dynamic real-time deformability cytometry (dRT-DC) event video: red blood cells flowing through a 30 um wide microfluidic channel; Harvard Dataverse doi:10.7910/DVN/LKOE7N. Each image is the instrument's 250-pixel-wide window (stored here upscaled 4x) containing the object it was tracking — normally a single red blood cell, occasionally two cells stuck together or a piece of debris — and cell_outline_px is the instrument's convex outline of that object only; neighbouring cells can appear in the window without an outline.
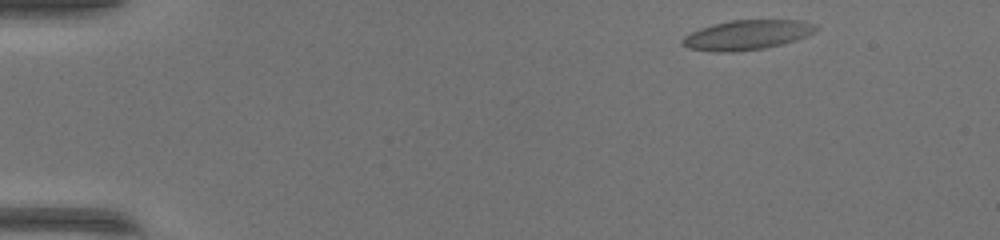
{"species": "common noctule bat (a hibernating species)", "species_latin": "Nyctalus noctula", "temperature_condition": "warm", "stored_images_in_passage": 46, "camera_frame_rate_fps": 3000, "um_per_image_px": 0.085, "animal": {"sex": "female", "body_mass_g": 17.0, "forearm_length_mm": 48.0}, "frame": {"image": 1, "passage_image": 2, "time_ms": 0.333, "image_size_px": [1000, 240], "cell_outline_px": [[820, 28], [816, 32], [808, 36], [796, 40], [764, 48], [736, 52], [716, 52], [688, 48], [680, 44], [680, 40], [684, 36], [700, 28], [712, 24], [732, 20], [800, 20], [816, 24]], "centroid_in_image_um": [63.51, 2.97], "position_along_channel_um": 21.5, "area_um2": 23.35}}
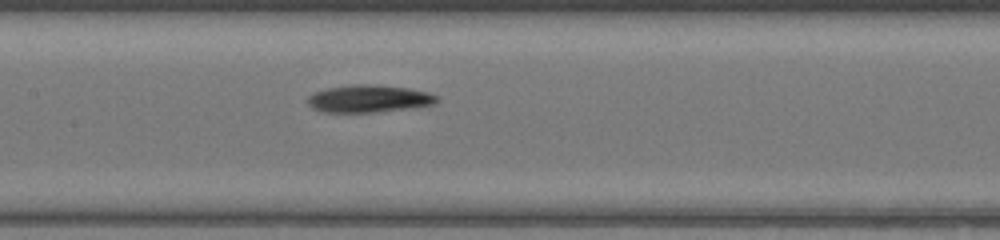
{"frame": {"image": 2, "passage_image": 21, "time_ms": 6.667, "image_size_px": [1000, 240], "cell_outline_px": [[440, 100], [436, 104], [372, 112], [324, 112], [312, 108], [308, 104], [308, 96], [312, 92], [328, 88], [352, 84], [368, 84], [408, 88], [428, 92], [440, 96]], "centroid_in_image_um": [31.35, 8.38], "position_along_channel_um": 176.0, "area_um2": 20.58}}
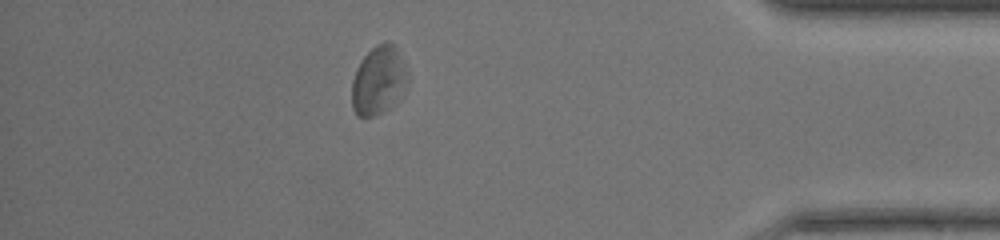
{"frame": {"image": 3, "passage_image": 40, "time_ms": 13.0, "image_size_px": [1000, 240], "cell_outline_px": [[408, 80], [404, 96], [388, 108], [372, 116], [356, 116], [352, 108], [352, 80], [356, 68], [360, 60], [376, 44], [384, 40], [388, 40], [396, 48], [408, 72]], "centroid_in_image_um": [32.19, 6.82], "position_along_channel_um": 403.0, "area_um2": 22.6}, "authors_computed_cell_mechanics": {"area_um2": 21.2704, "velocity_mm_per_s": 4.1677, "shape_relaxation_time_tau1_ms": 7.1594, "shape_relaxation_time_tau2_ms": null, "deformation_change_tau1": 0.2178, "deformation_change_tau2": null}}